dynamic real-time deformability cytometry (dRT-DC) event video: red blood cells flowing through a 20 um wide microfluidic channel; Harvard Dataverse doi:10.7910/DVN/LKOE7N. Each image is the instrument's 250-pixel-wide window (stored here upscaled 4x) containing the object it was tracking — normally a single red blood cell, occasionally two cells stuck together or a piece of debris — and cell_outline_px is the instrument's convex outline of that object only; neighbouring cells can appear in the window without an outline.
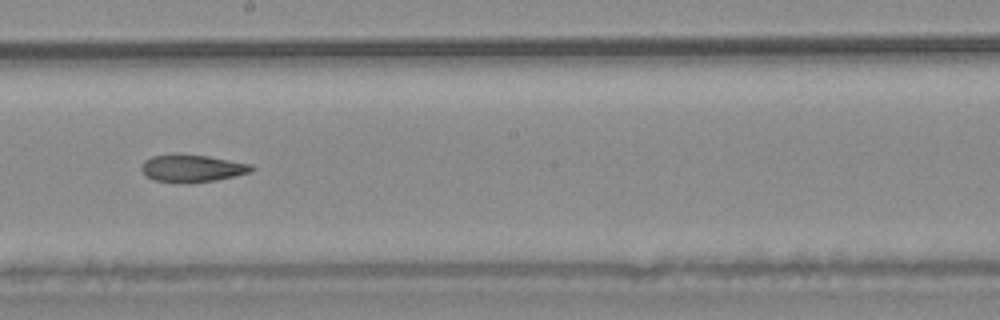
{"species": "common noctule bat (a hibernating species)", "species_latin": "Nyctalus noctula", "temperature_condition": "warm", "stored_images_in_passage": 6, "camera_frame_rate_fps": 3000, "um_per_image_px": 0.085, "animal": {"sex": "male", "body_mass_g": 20.4}, "frame": {"image": 1, "passage_image": 6, "time_ms": 7.0, "image_size_px": [1000, 320], "cell_outline_px": [[256, 168], [248, 172], [216, 180], [188, 184], [180, 184], [152, 180], [144, 176], [140, 168], [144, 160], [152, 156], [208, 156], [252, 164]], "centroid_in_image_um": [16.29, 14.35], "position_along_channel_um": 231.9, "area_um2": 17.4}}